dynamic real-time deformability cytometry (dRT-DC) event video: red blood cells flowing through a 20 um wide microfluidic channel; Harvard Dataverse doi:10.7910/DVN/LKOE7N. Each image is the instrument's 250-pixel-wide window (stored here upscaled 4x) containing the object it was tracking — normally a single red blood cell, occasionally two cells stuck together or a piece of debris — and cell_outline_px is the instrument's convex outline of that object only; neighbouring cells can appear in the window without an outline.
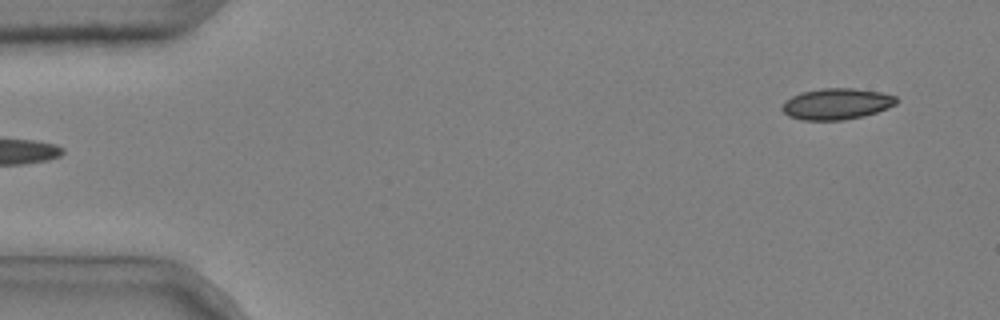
{"species": "common noctule bat (a hibernating species)", "species_latin": "Nyctalus noctula", "temperature_condition": "cold", "stored_images_in_passage": 5, "segment_of_instrument_passage": [2, 2], "camera_frame_rate_fps": 3000, "um_per_image_px": 0.085, "animal": {"sex": "male", "body_mass_g": 20.4}, "frame": {"image": 1, "passage_image": 5, "time_ms": 1.333, "image_size_px": [1000, 320], "cell_outline_px": [[900, 100], [896, 104], [888, 108], [864, 116], [844, 120], [800, 120], [788, 116], [780, 108], [784, 100], [800, 92], [820, 88], [856, 88], [880, 92], [896, 96]], "centroid_in_image_um": [71.1, 8.83], "position_along_channel_um": 13.9, "area_um2": 21.1}}